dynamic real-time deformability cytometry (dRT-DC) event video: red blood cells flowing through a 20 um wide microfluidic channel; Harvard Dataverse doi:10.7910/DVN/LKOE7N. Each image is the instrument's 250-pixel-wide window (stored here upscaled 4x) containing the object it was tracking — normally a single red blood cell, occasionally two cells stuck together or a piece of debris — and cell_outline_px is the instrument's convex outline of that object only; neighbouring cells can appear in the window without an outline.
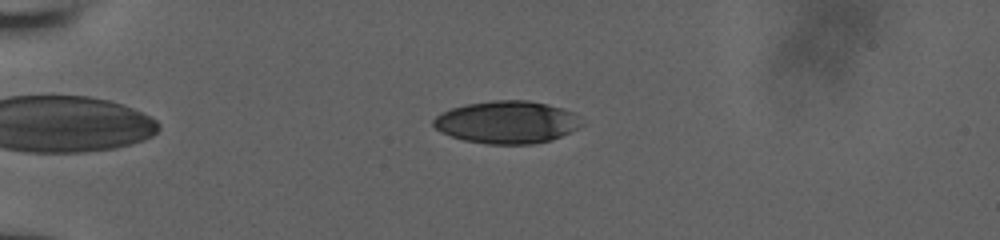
{"species": "human", "species_latin": "Homo sapiens", "temperature_condition": "room temperature", "stored_images_in_passage": 28, "camera_frame_rate_fps": 3000, "um_per_image_px": 0.085, "donor": {"sex": "male"}, "frame": {"image": 1, "passage_image": 10, "time_ms": 4.333, "image_size_px": [1000, 240], "cell_outline_px": [[584, 124], [552, 140], [532, 144], [488, 144], [464, 140], [440, 132], [432, 124], [432, 120], [436, 116], [452, 108], [464, 104], [496, 100], [528, 100], [548, 104], [564, 108], [572, 112]], "centroid_in_image_um": [43.07, 10.38], "position_along_channel_um": 41.9, "area_um2": 36.59}}
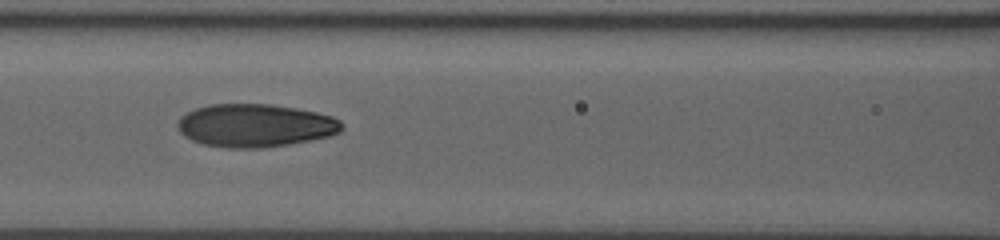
{"frame": {"image": 2, "passage_image": 20, "time_ms": 8.333, "image_size_px": [1000, 240], "cell_outline_px": [[344, 128], [340, 132], [328, 136], [288, 144], [264, 148], [228, 148], [204, 144], [192, 140], [184, 136], [176, 128], [176, 120], [180, 116], [196, 108], [208, 104], [272, 104], [296, 108], [316, 112], [332, 116], [340, 120], [344, 124]], "centroid_in_image_um": [21.67, 10.66], "position_along_channel_um": 144.9, "area_um2": 41.44}}
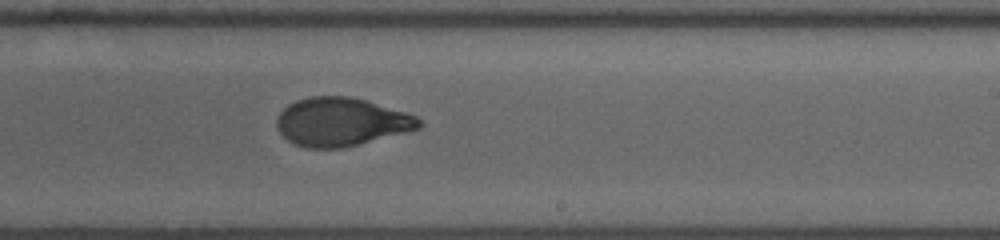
{"frame": {"image": 3, "passage_image": 28, "time_ms": 11.333, "image_size_px": [1000, 240], "cell_outline_px": [[424, 124], [420, 128], [340, 148], [308, 148], [292, 144], [280, 132], [276, 124], [276, 120], [280, 112], [288, 104], [296, 100], [312, 96], [352, 96], [408, 112], [416, 116]], "centroid_in_image_um": [28.99, 10.34], "position_along_channel_um": 260.0, "area_um2": 40.0}}